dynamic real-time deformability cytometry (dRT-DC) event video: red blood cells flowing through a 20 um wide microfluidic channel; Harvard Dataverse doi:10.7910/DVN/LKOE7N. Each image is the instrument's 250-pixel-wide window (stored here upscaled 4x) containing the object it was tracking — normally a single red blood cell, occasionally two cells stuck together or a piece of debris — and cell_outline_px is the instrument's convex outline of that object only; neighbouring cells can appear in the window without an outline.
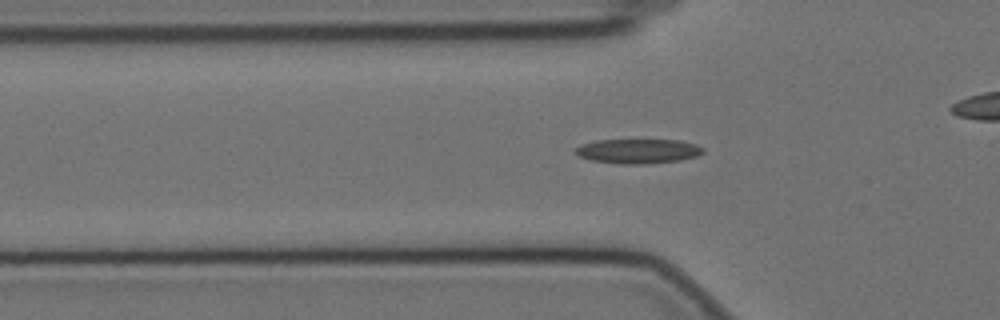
{"species": "Egyptian fruit bat (a non-hibernating species)", "species_latin": "Rousettus aegyptiacus", "temperature_condition": "cold", "stored_images_in_passage": 57, "camera_frame_rate_fps": 3000, "um_per_image_px": 0.085, "animal": {"sex": "female"}, "frame": {"image": 1, "passage_image": 17, "time_ms": 5.333, "image_size_px": [1000, 320], "cell_outline_px": [[704, 152], [696, 156], [680, 160], [648, 164], [620, 164], [592, 160], [580, 156], [572, 152], [580, 144], [596, 140], [680, 140], [696, 144], [704, 148]], "centroid_in_image_um": [54.23, 12.84], "position_along_channel_um": 71.6, "area_um2": 18.38}}
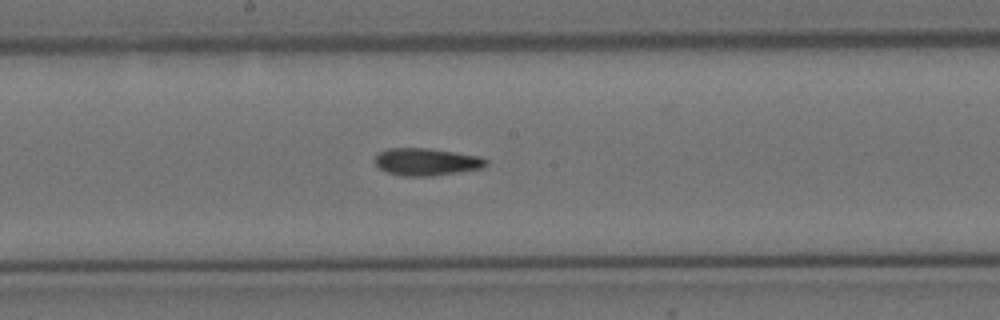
{"frame": {"image": 2, "passage_image": 29, "time_ms": 9.333, "image_size_px": [1000, 320], "cell_outline_px": [[488, 164], [484, 168], [432, 176], [404, 176], [388, 172], [380, 168], [376, 164], [376, 156], [380, 152], [388, 148], [428, 148], [456, 152], [480, 156], [488, 160]], "centroid_in_image_um": [36.31, 13.75], "position_along_channel_um": 211.9, "area_um2": 17.69}}
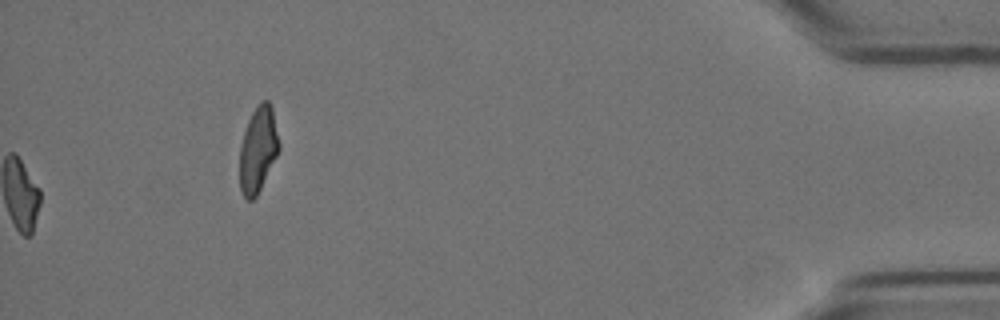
{"frame": {"image": 3, "passage_image": 57, "time_ms": 18.667, "image_size_px": [1000, 320], "cell_outline_px": [[280, 152], [256, 196], [252, 200], [248, 200], [244, 196], [240, 188], [240, 144], [248, 120], [252, 112], [260, 100], [268, 100], [272, 108], [280, 144]], "centroid_in_image_um": [21.95, 12.69], "position_along_channel_um": 413.3, "area_um2": 19.77}}